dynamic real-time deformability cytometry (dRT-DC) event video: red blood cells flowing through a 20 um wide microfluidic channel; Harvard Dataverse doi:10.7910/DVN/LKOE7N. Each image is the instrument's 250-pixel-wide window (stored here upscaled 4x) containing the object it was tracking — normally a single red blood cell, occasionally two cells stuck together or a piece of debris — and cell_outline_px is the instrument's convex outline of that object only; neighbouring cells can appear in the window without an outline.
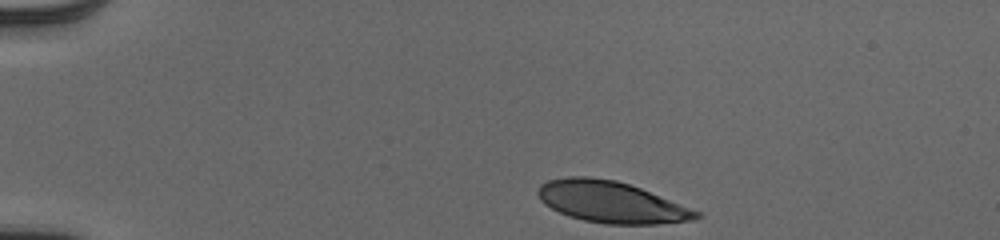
{"species": "human", "species_latin": "Homo sapiens", "temperature_condition": "cold", "stored_images_in_passage": 36, "camera_frame_rate_fps": 3000, "um_per_image_px": 0.085, "donor": {"sex": "male"}, "frame": {"image": 1, "passage_image": 1, "time_ms": 0.0, "image_size_px": [1000, 240], "cell_outline_px": [[704, 216], [696, 220], [656, 224], [604, 224], [584, 220], [568, 216], [544, 204], [540, 200], [536, 192], [540, 184], [548, 180], [568, 176], [588, 176], [616, 180], [640, 188], [700, 212]], "centroid_in_image_um": [51.93, 17.17], "position_along_channel_um": 33.1, "area_um2": 38.21}}
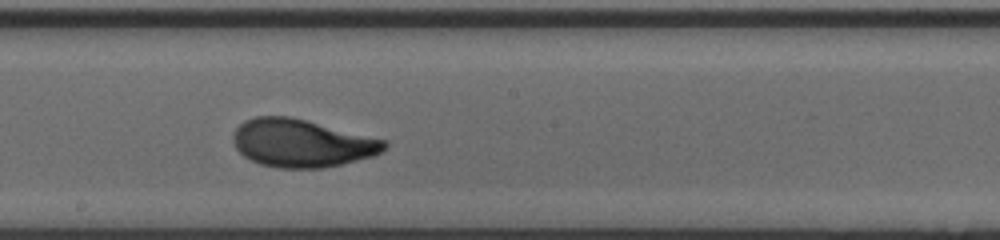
{"frame": {"image": 2, "passage_image": 21, "time_ms": 6.667, "image_size_px": [1000, 240], "cell_outline_px": [[388, 144], [380, 152], [372, 156], [324, 168], [276, 168], [260, 164], [244, 156], [236, 148], [232, 140], [232, 136], [236, 128], [244, 120], [256, 116], [288, 116], [388, 140]], "centroid_in_image_um": [25.62, 12.17], "position_along_channel_um": 222.6, "area_um2": 42.02}}
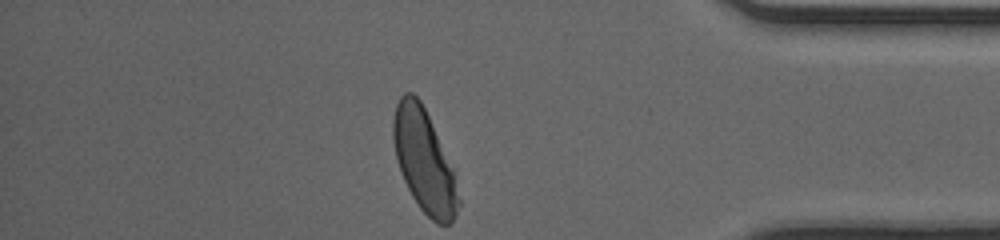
{"frame": {"image": 3, "passage_image": 36, "time_ms": 11.667, "image_size_px": [1000, 240], "cell_outline_px": [[460, 204], [456, 216], [448, 224], [436, 224], [420, 208], [412, 196], [404, 180], [396, 156], [392, 136], [392, 120], [396, 104], [400, 96], [404, 92], [412, 92], [420, 100], [456, 168], [460, 200]], "centroid_in_image_um": [36.1, 13.67], "position_along_channel_um": 399.1, "area_um2": 39.77}, "authors_computed_cell_mechanics": {"area_um2": 40.7201, "velocity_mm_per_s": 4.0107, "shape_relaxation_time_tau1_ms": 3.2034, "shape_relaxation_time_tau2_ms": null, "deformation_change_tau1": 0.1715, "deformation_change_tau2": null}}